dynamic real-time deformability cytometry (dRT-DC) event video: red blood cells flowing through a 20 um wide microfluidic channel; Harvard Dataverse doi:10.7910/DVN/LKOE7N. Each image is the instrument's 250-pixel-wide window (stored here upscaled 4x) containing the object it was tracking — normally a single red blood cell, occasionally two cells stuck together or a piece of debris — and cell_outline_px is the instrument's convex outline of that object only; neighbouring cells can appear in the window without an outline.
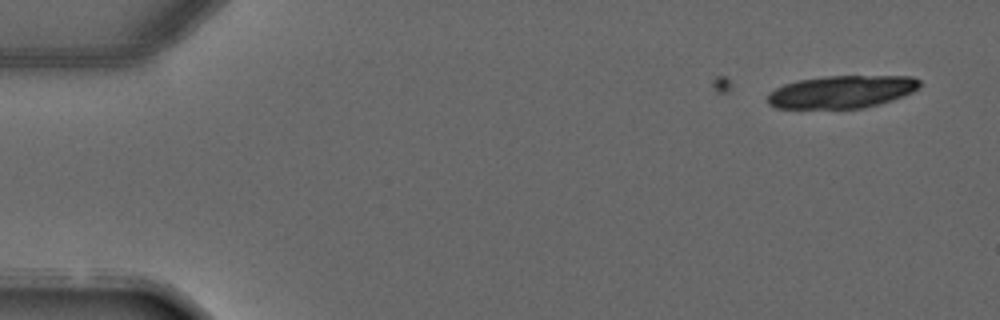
{"species": "common noctule bat (a hibernating species)", "species_latin": "Nyctalus noctula", "temperature_condition": "warm", "stored_images_in_passage": 8, "camera_frame_rate_fps": 3000, "um_per_image_px": 0.085, "animal": {"sex": "male", "forearm_length_mm": 52.5}, "frame": {"image": 1, "passage_image": 3, "time_ms": 2.333, "image_size_px": [1000, 320], "cell_outline_px": [[920, 88], [912, 92], [892, 100], [880, 104], [864, 108], [776, 108], [768, 104], [768, 92], [784, 84], [800, 80], [824, 76], [912, 76], [920, 80]], "centroid_in_image_um": [71.56, 7.8], "position_along_channel_um": 13.4, "area_um2": 28.96}}